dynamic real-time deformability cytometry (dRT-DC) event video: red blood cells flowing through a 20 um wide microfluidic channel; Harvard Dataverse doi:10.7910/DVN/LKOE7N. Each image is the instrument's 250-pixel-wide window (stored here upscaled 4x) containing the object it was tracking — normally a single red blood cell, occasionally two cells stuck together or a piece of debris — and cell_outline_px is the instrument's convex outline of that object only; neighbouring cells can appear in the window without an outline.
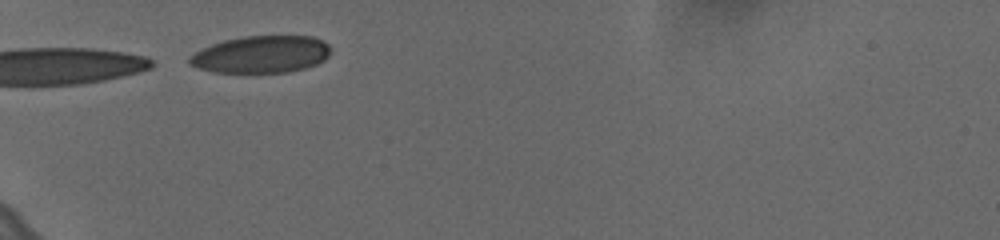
{"species": "human", "species_latin": "Homo sapiens", "temperature_condition": "cold", "stored_images_in_passage": 25, "camera_frame_rate_fps": 3000, "um_per_image_px": 0.085, "donor": {"sex": "female"}, "frame": {"image": 1, "passage_image": 1, "time_ms": 0.0, "image_size_px": [1000, 240], "cell_outline_px": [[328, 56], [324, 60], [316, 64], [304, 68], [288, 72], [212, 72], [196, 68], [188, 64], [188, 56], [212, 44], [224, 40], [244, 36], [312, 36], [328, 44]], "centroid_in_image_um": [22.15, 4.63], "position_along_channel_um": 62.8, "area_um2": 30.4}}
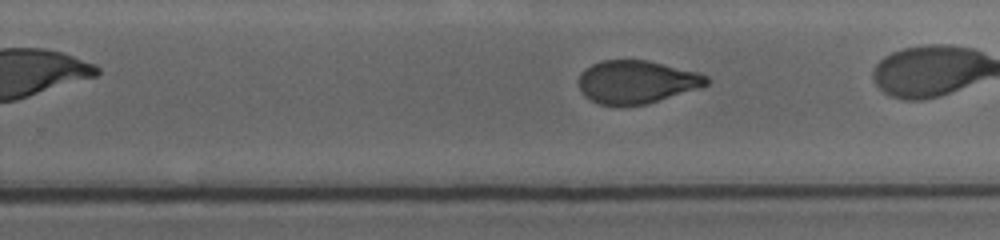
{"frame": {"image": 2, "passage_image": 15, "time_ms": 4.667, "image_size_px": [1000, 240], "cell_outline_px": [[708, 84], [700, 88], [648, 104], [600, 104], [584, 96], [580, 92], [580, 76], [584, 68], [600, 60], [648, 60], [700, 72], [708, 76]], "centroid_in_image_um": [54.14, 6.94], "position_along_channel_um": 275.7, "area_um2": 32.02}}